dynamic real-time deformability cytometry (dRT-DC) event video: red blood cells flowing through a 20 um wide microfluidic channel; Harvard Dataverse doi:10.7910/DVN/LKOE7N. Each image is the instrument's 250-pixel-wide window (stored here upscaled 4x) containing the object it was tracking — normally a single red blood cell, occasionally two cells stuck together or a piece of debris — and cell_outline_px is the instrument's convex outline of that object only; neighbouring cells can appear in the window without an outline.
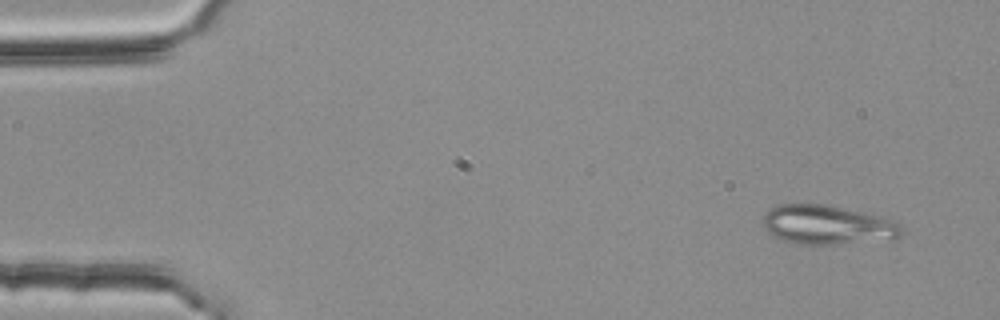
{"species": "common noctule bat (a hibernating species)", "species_latin": "Nyctalus noctula", "temperature_condition": "room temperature", "stored_images_in_passage": 2, "camera_frame_rate_fps": 3000, "um_per_image_px": 0.085, "animal": {"sex": "female", "body_mass_g": 25.1}, "frame": {"image": 1, "passage_image": 2, "time_ms": 0.333, "image_size_px": [1000, 320], "cell_outline_px": [[904, 232], [892, 240], [836, 244], [800, 244], [784, 240], [768, 232], [764, 228], [764, 216], [772, 208], [780, 204], [828, 204], [884, 216], [896, 220], [900, 224]], "centroid_in_image_um": [70.43, 19.11], "position_along_channel_um": 14.6, "area_um2": 31.96}}